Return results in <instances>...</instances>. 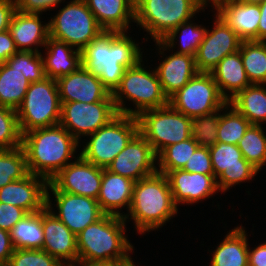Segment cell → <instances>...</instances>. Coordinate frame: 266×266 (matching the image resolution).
Listing matches in <instances>:
<instances>
[{"instance_id":"cell-1","label":"cell","mask_w":266,"mask_h":266,"mask_svg":"<svg viewBox=\"0 0 266 266\" xmlns=\"http://www.w3.org/2000/svg\"><path fill=\"white\" fill-rule=\"evenodd\" d=\"M126 33L104 32L81 51L82 66L96 72L110 93L120 84L126 68L143 58L139 43Z\"/></svg>"},{"instance_id":"cell-2","label":"cell","mask_w":266,"mask_h":266,"mask_svg":"<svg viewBox=\"0 0 266 266\" xmlns=\"http://www.w3.org/2000/svg\"><path fill=\"white\" fill-rule=\"evenodd\" d=\"M78 142L60 124L30 130L22 135L28 172L48 182L75 158ZM70 159V160H69Z\"/></svg>"},{"instance_id":"cell-3","label":"cell","mask_w":266,"mask_h":266,"mask_svg":"<svg viewBox=\"0 0 266 266\" xmlns=\"http://www.w3.org/2000/svg\"><path fill=\"white\" fill-rule=\"evenodd\" d=\"M178 214L165 174L156 172L134 183L132 200L124 220L132 219L139 234L161 228ZM130 216V218H129Z\"/></svg>"},{"instance_id":"cell-4","label":"cell","mask_w":266,"mask_h":266,"mask_svg":"<svg viewBox=\"0 0 266 266\" xmlns=\"http://www.w3.org/2000/svg\"><path fill=\"white\" fill-rule=\"evenodd\" d=\"M124 217L105 214L76 235L78 265L127 259L134 249L125 236Z\"/></svg>"},{"instance_id":"cell-5","label":"cell","mask_w":266,"mask_h":266,"mask_svg":"<svg viewBox=\"0 0 266 266\" xmlns=\"http://www.w3.org/2000/svg\"><path fill=\"white\" fill-rule=\"evenodd\" d=\"M143 59L133 67L126 68L120 84L111 93L118 114L138 116L142 111L169 104L156 70H146ZM132 101L135 109L127 108L124 100Z\"/></svg>"},{"instance_id":"cell-6","label":"cell","mask_w":266,"mask_h":266,"mask_svg":"<svg viewBox=\"0 0 266 266\" xmlns=\"http://www.w3.org/2000/svg\"><path fill=\"white\" fill-rule=\"evenodd\" d=\"M204 8L203 0H135L134 23L149 33L153 41H161Z\"/></svg>"},{"instance_id":"cell-7","label":"cell","mask_w":266,"mask_h":266,"mask_svg":"<svg viewBox=\"0 0 266 266\" xmlns=\"http://www.w3.org/2000/svg\"><path fill=\"white\" fill-rule=\"evenodd\" d=\"M16 112L21 135L33 129L58 125L61 102L56 80L46 77L31 82Z\"/></svg>"},{"instance_id":"cell-8","label":"cell","mask_w":266,"mask_h":266,"mask_svg":"<svg viewBox=\"0 0 266 266\" xmlns=\"http://www.w3.org/2000/svg\"><path fill=\"white\" fill-rule=\"evenodd\" d=\"M138 132L136 116L118 114L107 125L88 135L89 142L83 146L80 155L90 163L105 169Z\"/></svg>"},{"instance_id":"cell-9","label":"cell","mask_w":266,"mask_h":266,"mask_svg":"<svg viewBox=\"0 0 266 266\" xmlns=\"http://www.w3.org/2000/svg\"><path fill=\"white\" fill-rule=\"evenodd\" d=\"M49 37L82 51L105 31L84 0H71L48 21Z\"/></svg>"},{"instance_id":"cell-10","label":"cell","mask_w":266,"mask_h":266,"mask_svg":"<svg viewBox=\"0 0 266 266\" xmlns=\"http://www.w3.org/2000/svg\"><path fill=\"white\" fill-rule=\"evenodd\" d=\"M137 119L139 133L151 144L156 155L168 145L191 137V118L170 104L142 111Z\"/></svg>"},{"instance_id":"cell-11","label":"cell","mask_w":266,"mask_h":266,"mask_svg":"<svg viewBox=\"0 0 266 266\" xmlns=\"http://www.w3.org/2000/svg\"><path fill=\"white\" fill-rule=\"evenodd\" d=\"M226 103L210 73H197L169 98L175 110L191 119L218 111Z\"/></svg>"},{"instance_id":"cell-12","label":"cell","mask_w":266,"mask_h":266,"mask_svg":"<svg viewBox=\"0 0 266 266\" xmlns=\"http://www.w3.org/2000/svg\"><path fill=\"white\" fill-rule=\"evenodd\" d=\"M117 115L114 100L95 103L61 102L59 124L80 142L82 136L93 134Z\"/></svg>"},{"instance_id":"cell-13","label":"cell","mask_w":266,"mask_h":266,"mask_svg":"<svg viewBox=\"0 0 266 266\" xmlns=\"http://www.w3.org/2000/svg\"><path fill=\"white\" fill-rule=\"evenodd\" d=\"M209 151L217 187L221 192L241 182L253 180L259 173L243 157L237 145L217 142L209 147Z\"/></svg>"},{"instance_id":"cell-14","label":"cell","mask_w":266,"mask_h":266,"mask_svg":"<svg viewBox=\"0 0 266 266\" xmlns=\"http://www.w3.org/2000/svg\"><path fill=\"white\" fill-rule=\"evenodd\" d=\"M75 160L61 169L49 181L47 192L50 190L62 191L97 200L101 187L103 168L85 160L80 154H78Z\"/></svg>"},{"instance_id":"cell-15","label":"cell","mask_w":266,"mask_h":266,"mask_svg":"<svg viewBox=\"0 0 266 266\" xmlns=\"http://www.w3.org/2000/svg\"><path fill=\"white\" fill-rule=\"evenodd\" d=\"M214 16V27L206 30L195 56L198 73H211L225 56L237 52L243 41L217 13Z\"/></svg>"},{"instance_id":"cell-16","label":"cell","mask_w":266,"mask_h":266,"mask_svg":"<svg viewBox=\"0 0 266 266\" xmlns=\"http://www.w3.org/2000/svg\"><path fill=\"white\" fill-rule=\"evenodd\" d=\"M51 192L55 197L58 212L55 213L52 209L50 192H47V207L75 235L105 215L96 199L62 191Z\"/></svg>"},{"instance_id":"cell-17","label":"cell","mask_w":266,"mask_h":266,"mask_svg":"<svg viewBox=\"0 0 266 266\" xmlns=\"http://www.w3.org/2000/svg\"><path fill=\"white\" fill-rule=\"evenodd\" d=\"M156 161L151 144L138 132L107 169L136 182L157 172Z\"/></svg>"},{"instance_id":"cell-18","label":"cell","mask_w":266,"mask_h":266,"mask_svg":"<svg viewBox=\"0 0 266 266\" xmlns=\"http://www.w3.org/2000/svg\"><path fill=\"white\" fill-rule=\"evenodd\" d=\"M60 102L95 103L113 100L110 91L102 84L96 72L80 66L76 71L56 80Z\"/></svg>"},{"instance_id":"cell-19","label":"cell","mask_w":266,"mask_h":266,"mask_svg":"<svg viewBox=\"0 0 266 266\" xmlns=\"http://www.w3.org/2000/svg\"><path fill=\"white\" fill-rule=\"evenodd\" d=\"M43 249L60 263L78 265L76 235L46 206L42 210Z\"/></svg>"},{"instance_id":"cell-20","label":"cell","mask_w":266,"mask_h":266,"mask_svg":"<svg viewBox=\"0 0 266 266\" xmlns=\"http://www.w3.org/2000/svg\"><path fill=\"white\" fill-rule=\"evenodd\" d=\"M48 183L45 178L28 173L0 188V202L20 207L27 213L39 212L47 206Z\"/></svg>"},{"instance_id":"cell-21","label":"cell","mask_w":266,"mask_h":266,"mask_svg":"<svg viewBox=\"0 0 266 266\" xmlns=\"http://www.w3.org/2000/svg\"><path fill=\"white\" fill-rule=\"evenodd\" d=\"M173 201L178 204H193L210 198L218 190L214 175H204L177 169L166 172Z\"/></svg>"},{"instance_id":"cell-22","label":"cell","mask_w":266,"mask_h":266,"mask_svg":"<svg viewBox=\"0 0 266 266\" xmlns=\"http://www.w3.org/2000/svg\"><path fill=\"white\" fill-rule=\"evenodd\" d=\"M216 13L243 41H258L260 6L226 0L215 7Z\"/></svg>"},{"instance_id":"cell-23","label":"cell","mask_w":266,"mask_h":266,"mask_svg":"<svg viewBox=\"0 0 266 266\" xmlns=\"http://www.w3.org/2000/svg\"><path fill=\"white\" fill-rule=\"evenodd\" d=\"M40 15L17 10L14 12L9 31L18 51L39 53L38 47L45 46L49 37V25L48 22L42 24Z\"/></svg>"},{"instance_id":"cell-24","label":"cell","mask_w":266,"mask_h":266,"mask_svg":"<svg viewBox=\"0 0 266 266\" xmlns=\"http://www.w3.org/2000/svg\"><path fill=\"white\" fill-rule=\"evenodd\" d=\"M105 32H127L135 20V0H84Z\"/></svg>"},{"instance_id":"cell-25","label":"cell","mask_w":266,"mask_h":266,"mask_svg":"<svg viewBox=\"0 0 266 266\" xmlns=\"http://www.w3.org/2000/svg\"><path fill=\"white\" fill-rule=\"evenodd\" d=\"M135 181L132 179L118 175L109 171L107 168L103 169L101 187L98 194V204L105 214L124 217L120 213L123 207H127L129 211L133 186Z\"/></svg>"},{"instance_id":"cell-26","label":"cell","mask_w":266,"mask_h":266,"mask_svg":"<svg viewBox=\"0 0 266 266\" xmlns=\"http://www.w3.org/2000/svg\"><path fill=\"white\" fill-rule=\"evenodd\" d=\"M155 70L168 99L198 73L195 56L175 52L166 56Z\"/></svg>"},{"instance_id":"cell-27","label":"cell","mask_w":266,"mask_h":266,"mask_svg":"<svg viewBox=\"0 0 266 266\" xmlns=\"http://www.w3.org/2000/svg\"><path fill=\"white\" fill-rule=\"evenodd\" d=\"M44 48L47 49L45 58L42 55L46 77L57 80L82 65L81 51L66 42L48 37Z\"/></svg>"},{"instance_id":"cell-28","label":"cell","mask_w":266,"mask_h":266,"mask_svg":"<svg viewBox=\"0 0 266 266\" xmlns=\"http://www.w3.org/2000/svg\"><path fill=\"white\" fill-rule=\"evenodd\" d=\"M210 74L215 80L221 95L227 101L233 98L239 91L251 85L239 50L225 56Z\"/></svg>"},{"instance_id":"cell-29","label":"cell","mask_w":266,"mask_h":266,"mask_svg":"<svg viewBox=\"0 0 266 266\" xmlns=\"http://www.w3.org/2000/svg\"><path fill=\"white\" fill-rule=\"evenodd\" d=\"M243 226L230 230L213 251L211 266H249L248 238Z\"/></svg>"},{"instance_id":"cell-30","label":"cell","mask_w":266,"mask_h":266,"mask_svg":"<svg viewBox=\"0 0 266 266\" xmlns=\"http://www.w3.org/2000/svg\"><path fill=\"white\" fill-rule=\"evenodd\" d=\"M265 86L266 84H251L228 101L252 125L266 123Z\"/></svg>"},{"instance_id":"cell-31","label":"cell","mask_w":266,"mask_h":266,"mask_svg":"<svg viewBox=\"0 0 266 266\" xmlns=\"http://www.w3.org/2000/svg\"><path fill=\"white\" fill-rule=\"evenodd\" d=\"M192 22L193 21L189 20L180 24L175 29L171 30L161 41H155L156 46H158L157 48H159L157 50H160L159 52L161 55H163L164 51L168 48L170 51V48L173 49L176 46V40L179 35L180 40L177 41L180 43V50L175 53L196 56L207 29L206 27H202V25H197Z\"/></svg>"},{"instance_id":"cell-32","label":"cell","mask_w":266,"mask_h":266,"mask_svg":"<svg viewBox=\"0 0 266 266\" xmlns=\"http://www.w3.org/2000/svg\"><path fill=\"white\" fill-rule=\"evenodd\" d=\"M9 233L15 249H43L42 210L28 213Z\"/></svg>"},{"instance_id":"cell-33","label":"cell","mask_w":266,"mask_h":266,"mask_svg":"<svg viewBox=\"0 0 266 266\" xmlns=\"http://www.w3.org/2000/svg\"><path fill=\"white\" fill-rule=\"evenodd\" d=\"M30 81L20 70L0 63V105L17 109L22 103Z\"/></svg>"},{"instance_id":"cell-34","label":"cell","mask_w":266,"mask_h":266,"mask_svg":"<svg viewBox=\"0 0 266 266\" xmlns=\"http://www.w3.org/2000/svg\"><path fill=\"white\" fill-rule=\"evenodd\" d=\"M240 55L251 84H266V41H242Z\"/></svg>"},{"instance_id":"cell-35","label":"cell","mask_w":266,"mask_h":266,"mask_svg":"<svg viewBox=\"0 0 266 266\" xmlns=\"http://www.w3.org/2000/svg\"><path fill=\"white\" fill-rule=\"evenodd\" d=\"M221 111H223L222 114ZM251 125L252 124L232 105L226 103V105L220 109L217 142L237 145Z\"/></svg>"},{"instance_id":"cell-36","label":"cell","mask_w":266,"mask_h":266,"mask_svg":"<svg viewBox=\"0 0 266 266\" xmlns=\"http://www.w3.org/2000/svg\"><path fill=\"white\" fill-rule=\"evenodd\" d=\"M199 147L190 137L179 143L168 145L157 155V172L165 174L177 169H183L191 155Z\"/></svg>"},{"instance_id":"cell-37","label":"cell","mask_w":266,"mask_h":266,"mask_svg":"<svg viewBox=\"0 0 266 266\" xmlns=\"http://www.w3.org/2000/svg\"><path fill=\"white\" fill-rule=\"evenodd\" d=\"M262 125H251L237 146L243 157L258 171L266 165V135Z\"/></svg>"},{"instance_id":"cell-38","label":"cell","mask_w":266,"mask_h":266,"mask_svg":"<svg viewBox=\"0 0 266 266\" xmlns=\"http://www.w3.org/2000/svg\"><path fill=\"white\" fill-rule=\"evenodd\" d=\"M26 155L22 147L0 149V188L28 174Z\"/></svg>"},{"instance_id":"cell-39","label":"cell","mask_w":266,"mask_h":266,"mask_svg":"<svg viewBox=\"0 0 266 266\" xmlns=\"http://www.w3.org/2000/svg\"><path fill=\"white\" fill-rule=\"evenodd\" d=\"M5 63L12 69L20 70L30 82L46 78L41 52L18 51Z\"/></svg>"},{"instance_id":"cell-40","label":"cell","mask_w":266,"mask_h":266,"mask_svg":"<svg viewBox=\"0 0 266 266\" xmlns=\"http://www.w3.org/2000/svg\"><path fill=\"white\" fill-rule=\"evenodd\" d=\"M220 110L191 119V137L199 147H212L217 143Z\"/></svg>"},{"instance_id":"cell-41","label":"cell","mask_w":266,"mask_h":266,"mask_svg":"<svg viewBox=\"0 0 266 266\" xmlns=\"http://www.w3.org/2000/svg\"><path fill=\"white\" fill-rule=\"evenodd\" d=\"M21 140L16 110L0 105V149L21 147Z\"/></svg>"},{"instance_id":"cell-42","label":"cell","mask_w":266,"mask_h":266,"mask_svg":"<svg viewBox=\"0 0 266 266\" xmlns=\"http://www.w3.org/2000/svg\"><path fill=\"white\" fill-rule=\"evenodd\" d=\"M61 264L42 249H15L6 266H60Z\"/></svg>"},{"instance_id":"cell-43","label":"cell","mask_w":266,"mask_h":266,"mask_svg":"<svg viewBox=\"0 0 266 266\" xmlns=\"http://www.w3.org/2000/svg\"><path fill=\"white\" fill-rule=\"evenodd\" d=\"M183 170L204 175H214L209 148L198 147L187 161Z\"/></svg>"},{"instance_id":"cell-44","label":"cell","mask_w":266,"mask_h":266,"mask_svg":"<svg viewBox=\"0 0 266 266\" xmlns=\"http://www.w3.org/2000/svg\"><path fill=\"white\" fill-rule=\"evenodd\" d=\"M27 214L20 207L0 202V229L10 231Z\"/></svg>"},{"instance_id":"cell-45","label":"cell","mask_w":266,"mask_h":266,"mask_svg":"<svg viewBox=\"0 0 266 266\" xmlns=\"http://www.w3.org/2000/svg\"><path fill=\"white\" fill-rule=\"evenodd\" d=\"M16 10L22 13L42 14L64 0H15Z\"/></svg>"},{"instance_id":"cell-46","label":"cell","mask_w":266,"mask_h":266,"mask_svg":"<svg viewBox=\"0 0 266 266\" xmlns=\"http://www.w3.org/2000/svg\"><path fill=\"white\" fill-rule=\"evenodd\" d=\"M18 52L12 35L8 30L0 33V63L6 62Z\"/></svg>"},{"instance_id":"cell-47","label":"cell","mask_w":266,"mask_h":266,"mask_svg":"<svg viewBox=\"0 0 266 266\" xmlns=\"http://www.w3.org/2000/svg\"><path fill=\"white\" fill-rule=\"evenodd\" d=\"M15 11V0H0V33L9 29Z\"/></svg>"},{"instance_id":"cell-48","label":"cell","mask_w":266,"mask_h":266,"mask_svg":"<svg viewBox=\"0 0 266 266\" xmlns=\"http://www.w3.org/2000/svg\"><path fill=\"white\" fill-rule=\"evenodd\" d=\"M15 250L9 231L0 229V266H6Z\"/></svg>"},{"instance_id":"cell-49","label":"cell","mask_w":266,"mask_h":266,"mask_svg":"<svg viewBox=\"0 0 266 266\" xmlns=\"http://www.w3.org/2000/svg\"><path fill=\"white\" fill-rule=\"evenodd\" d=\"M249 266H266V242L259 244L254 249L248 247Z\"/></svg>"},{"instance_id":"cell-50","label":"cell","mask_w":266,"mask_h":266,"mask_svg":"<svg viewBox=\"0 0 266 266\" xmlns=\"http://www.w3.org/2000/svg\"><path fill=\"white\" fill-rule=\"evenodd\" d=\"M259 6L261 17L258 27V41H266V0Z\"/></svg>"},{"instance_id":"cell-51","label":"cell","mask_w":266,"mask_h":266,"mask_svg":"<svg viewBox=\"0 0 266 266\" xmlns=\"http://www.w3.org/2000/svg\"><path fill=\"white\" fill-rule=\"evenodd\" d=\"M118 266H136L132 260V258L129 256L127 259L123 261H118Z\"/></svg>"},{"instance_id":"cell-52","label":"cell","mask_w":266,"mask_h":266,"mask_svg":"<svg viewBox=\"0 0 266 266\" xmlns=\"http://www.w3.org/2000/svg\"><path fill=\"white\" fill-rule=\"evenodd\" d=\"M81 266H118V261L116 262H110V263H92V264H86Z\"/></svg>"},{"instance_id":"cell-53","label":"cell","mask_w":266,"mask_h":266,"mask_svg":"<svg viewBox=\"0 0 266 266\" xmlns=\"http://www.w3.org/2000/svg\"><path fill=\"white\" fill-rule=\"evenodd\" d=\"M204 1V4H205V7L208 5V3L212 4V6L215 8L216 6H218L220 3H222L223 1H226V0H203Z\"/></svg>"},{"instance_id":"cell-54","label":"cell","mask_w":266,"mask_h":266,"mask_svg":"<svg viewBox=\"0 0 266 266\" xmlns=\"http://www.w3.org/2000/svg\"><path fill=\"white\" fill-rule=\"evenodd\" d=\"M239 2H243L246 4H255V5H260L261 3H263L265 0H237Z\"/></svg>"},{"instance_id":"cell-55","label":"cell","mask_w":266,"mask_h":266,"mask_svg":"<svg viewBox=\"0 0 266 266\" xmlns=\"http://www.w3.org/2000/svg\"><path fill=\"white\" fill-rule=\"evenodd\" d=\"M60 266H80V265H67V264H61Z\"/></svg>"}]
</instances>
